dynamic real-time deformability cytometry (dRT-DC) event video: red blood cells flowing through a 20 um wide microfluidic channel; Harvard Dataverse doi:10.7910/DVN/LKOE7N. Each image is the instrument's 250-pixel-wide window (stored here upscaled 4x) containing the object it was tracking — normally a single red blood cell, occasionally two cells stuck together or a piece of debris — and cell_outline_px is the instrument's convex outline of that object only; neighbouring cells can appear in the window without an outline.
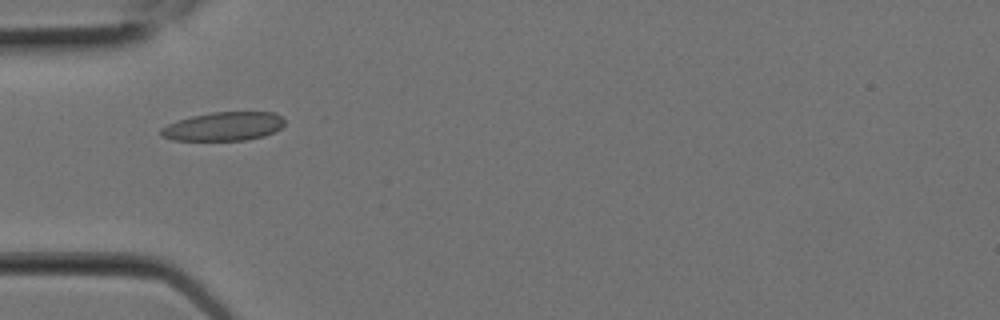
{"species": "Egyptian fruit bat (a non-hibernating species)", "species_latin": "Rousettus aegyptiacus", "temperature_condition": "room temperature", "stored_images_in_passage": 4, "camera_frame_rate_fps": 3000, "um_per_image_px": 0.085, "animal": {"sex": "female"}, "frame": {"image": 1, "passage_image": 3, "time_ms": 0.667, "image_size_px": [1000, 320], "cell_outline_px": [[284, 124], [276, 132], [264, 136], [244, 140], [172, 140], [160, 136], [160, 128], [168, 124], [192, 116], [212, 112], [276, 112], [284, 120]], "centroid_in_image_um": [19.01, 10.74], "position_along_channel_um": 66.0, "area_um2": 20.69}}
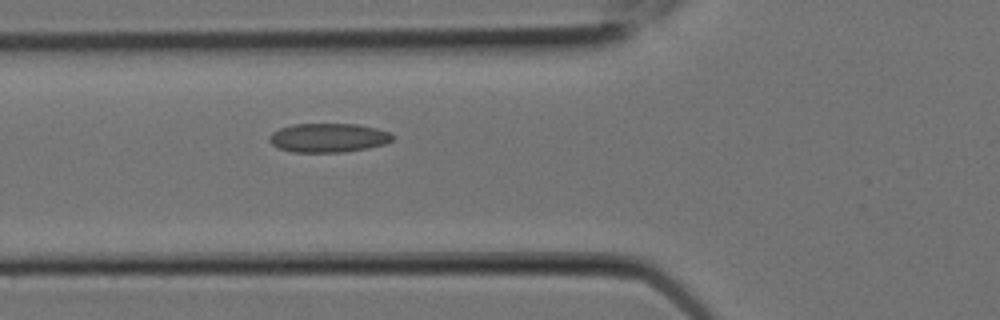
{"frame": {"image": 2, "passage_image": 4, "time_ms": 1.0, "image_size_px": [1000, 320], "cell_outline_px": [[392, 140], [384, 144], [368, 148], [344, 152], [292, 152], [276, 148], [268, 140], [268, 136], [272, 132], [280, 128], [292, 124], [356, 124], [376, 128], [388, 132], [392, 136]], "centroid_in_image_um": [27.85, 11.71], "position_along_channel_um": 98.0, "area_um2": 20.87}}